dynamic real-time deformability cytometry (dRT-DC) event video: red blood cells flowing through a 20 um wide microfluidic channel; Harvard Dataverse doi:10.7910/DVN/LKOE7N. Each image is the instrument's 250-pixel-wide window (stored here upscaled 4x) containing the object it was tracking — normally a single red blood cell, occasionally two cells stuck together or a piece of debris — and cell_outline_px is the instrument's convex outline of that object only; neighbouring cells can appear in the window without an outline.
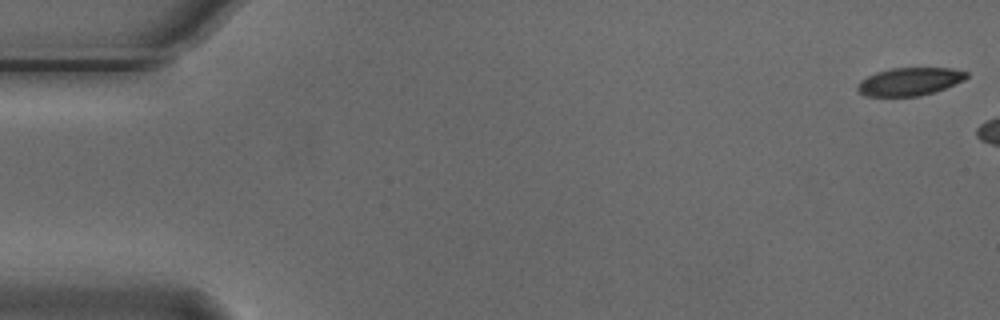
{"species": "Egyptian fruit bat (a non-hibernating species)", "species_latin": "Rousettus aegyptiacus", "temperature_condition": "cold", "stored_images_in_passage": 6, "camera_frame_rate_fps": 3000, "um_per_image_px": 0.085, "animal": {"sex": "male"}, "frame": {"image": 1, "passage_image": 1, "time_ms": 0.0, "image_size_px": [1000, 320], "cell_outline_px": [[968, 76], [964, 80], [944, 88], [932, 92], [916, 96], [868, 96], [860, 92], [856, 88], [856, 84], [860, 80], [876, 72], [892, 68], [952, 68], [968, 72]], "centroid_in_image_um": [77.3, 6.92], "position_along_channel_um": 7.7, "area_um2": 17.57}}